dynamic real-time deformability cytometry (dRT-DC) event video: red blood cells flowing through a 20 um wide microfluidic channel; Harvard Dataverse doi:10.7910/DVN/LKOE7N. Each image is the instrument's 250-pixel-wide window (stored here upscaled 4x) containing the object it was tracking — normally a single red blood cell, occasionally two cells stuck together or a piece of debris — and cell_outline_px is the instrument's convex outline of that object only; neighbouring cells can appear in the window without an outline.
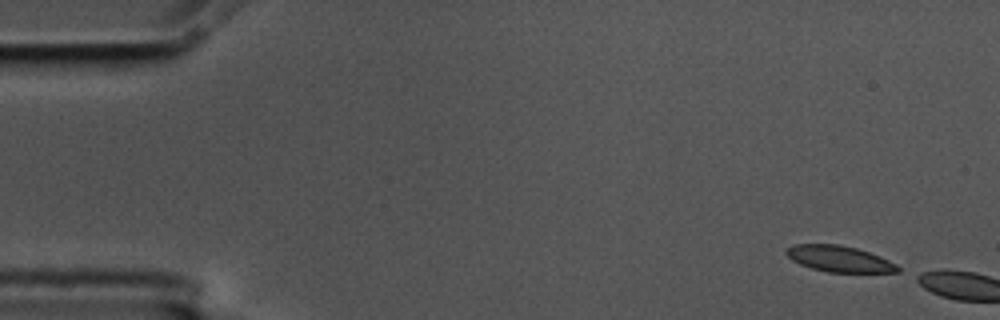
{"species": "common noctule bat (a hibernating species)", "species_latin": "Nyctalus noctula", "temperature_condition": "cold", "stored_images_in_passage": 3, "camera_frame_rate_fps": 3000, "um_per_image_px": 0.085, "animal": {"sex": "male", "body_mass_g": 17.5, "forearm_length_mm": 52.3}, "frame": {"image": 1, "passage_image": 1, "time_ms": 0.0, "image_size_px": [1000, 320], "cell_outline_px": [[900, 272], [828, 272], [812, 268], [800, 264], [792, 260], [784, 252], [792, 244], [840, 244], [856, 248], [880, 256], [896, 264], [900, 268]], "centroid_in_image_um": [71.33, 21.99], "position_along_channel_um": 13.7, "area_um2": 16.88}}